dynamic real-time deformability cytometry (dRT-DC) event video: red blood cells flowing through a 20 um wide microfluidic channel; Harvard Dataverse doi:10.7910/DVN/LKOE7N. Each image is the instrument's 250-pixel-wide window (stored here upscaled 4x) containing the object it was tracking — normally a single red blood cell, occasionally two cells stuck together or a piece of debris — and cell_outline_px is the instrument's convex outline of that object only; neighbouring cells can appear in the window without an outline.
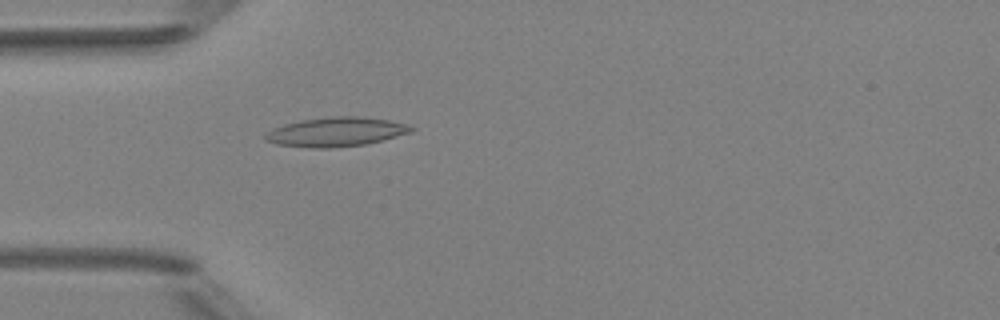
{"species": "Egyptian fruit bat (a non-hibernating species)", "species_latin": "Rousettus aegyptiacus", "temperature_condition": "room temperature", "stored_images_in_passage": 4, "camera_frame_rate_fps": 3000, "um_per_image_px": 0.085, "animal": {"sex": "female"}, "frame": {"image": 1, "passage_image": 4, "time_ms": 4.667, "image_size_px": [1000, 320], "cell_outline_px": [[416, 128], [412, 132], [364, 144], [332, 148], [312, 148], [276, 144], [264, 140], [264, 136], [272, 128], [284, 124], [300, 120], [332, 116], [360, 116], [388, 120], [408, 124]], "centroid_in_image_um": [28.54, 11.2], "position_along_channel_um": 56.5, "area_um2": 24.85}}